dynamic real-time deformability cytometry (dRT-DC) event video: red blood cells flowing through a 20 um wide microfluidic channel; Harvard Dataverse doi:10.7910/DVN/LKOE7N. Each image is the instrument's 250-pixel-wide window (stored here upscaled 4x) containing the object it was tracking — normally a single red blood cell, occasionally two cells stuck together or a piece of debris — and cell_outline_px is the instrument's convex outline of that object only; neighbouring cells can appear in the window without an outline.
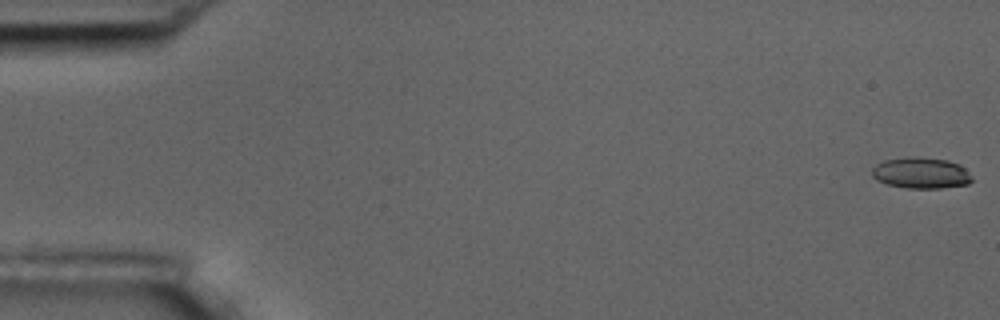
{"species": "common noctule bat (a hibernating species)", "species_latin": "Nyctalus noctula", "temperature_condition": "room temperature", "stored_images_in_passage": 6, "camera_frame_rate_fps": 3000, "um_per_image_px": 0.085, "animal": {"sex": "male", "body_mass_g": 17.5, "forearm_length_mm": 52.3}, "frame": {"image": 1, "passage_image": 1, "time_ms": 0.0, "image_size_px": [1000, 320], "cell_outline_px": [[972, 180], [968, 184], [940, 188], [908, 188], [888, 184], [876, 180], [872, 176], [872, 168], [876, 164], [884, 160], [908, 156], [920, 156], [948, 160], [960, 164], [972, 176]], "centroid_in_image_um": [78.28, 14.68], "position_along_channel_um": 6.7, "area_um2": 18.32}}